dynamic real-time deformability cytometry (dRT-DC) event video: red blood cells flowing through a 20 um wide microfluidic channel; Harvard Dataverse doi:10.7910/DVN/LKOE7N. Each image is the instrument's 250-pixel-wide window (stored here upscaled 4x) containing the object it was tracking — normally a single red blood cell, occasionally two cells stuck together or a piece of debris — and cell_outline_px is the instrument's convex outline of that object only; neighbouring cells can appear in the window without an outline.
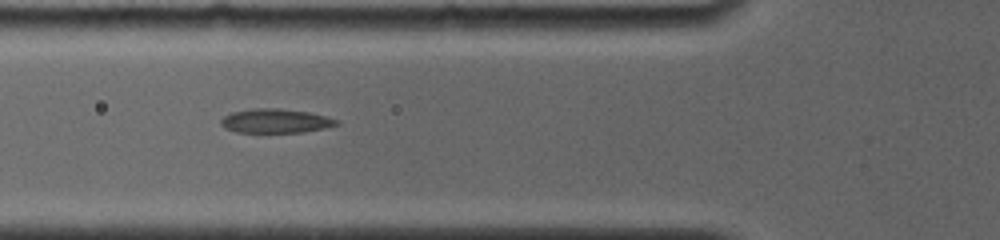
{"species": "common noctule bat (a hibernating species)", "species_latin": "Nyctalus noctula", "temperature_condition": "room temperature", "stored_images_in_passage": 8, "camera_frame_rate_fps": 4000, "um_per_image_px": 0.085, "animal": {"sex": "female", "body_mass_g": 19.0, "forearm_length_mm": 56.7}, "frame": {"image": 1, "passage_image": 3, "time_ms": 2.25, "image_size_px": [1000, 240], "cell_outline_px": [[340, 124], [324, 128], [300, 132], [236, 132], [224, 128], [220, 124], [220, 120], [224, 116], [232, 112], [256, 108], [280, 108], [308, 112], [340, 120]], "centroid_in_image_um": [23.41, 10.27], "position_along_channel_um": 102.4, "area_um2": 16.18}}
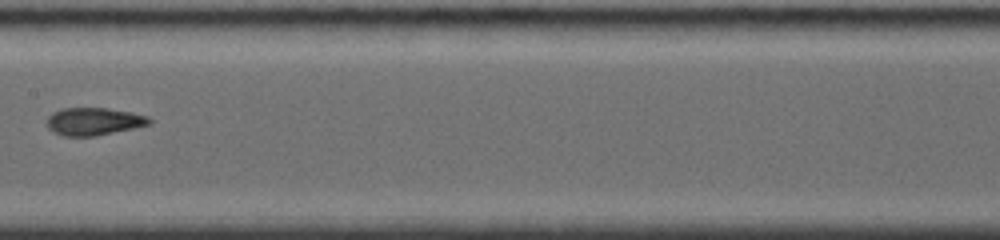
{"frame": {"image": 2, "passage_image": 6, "time_ms": 4.75, "image_size_px": [1000, 240], "cell_outline_px": [[152, 124], [96, 136], [60, 136], [52, 132], [48, 128], [48, 116], [52, 112], [60, 108], [108, 108], [132, 112], [148, 116], [152, 120]], "centroid_in_image_um": [7.97, 10.32], "position_along_channel_um": 199.4, "area_um2": 16.7}}
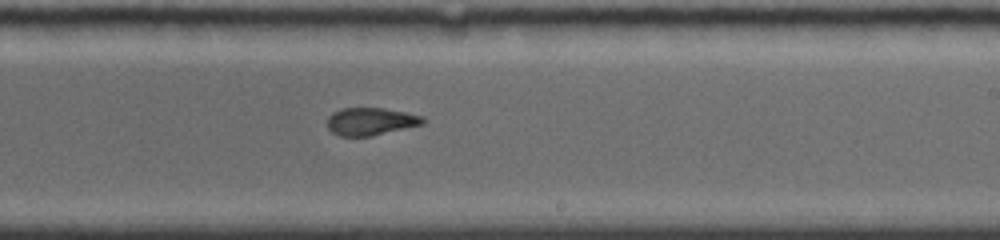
{"frame": {"image": 3, "passage_image": 8, "time_ms": 6.25, "image_size_px": [1000, 240], "cell_outline_px": [[424, 124], [372, 136], [340, 136], [332, 132], [328, 128], [328, 116], [332, 112], [340, 108], [384, 108], [424, 116]], "centroid_in_image_um": [31.5, 10.32], "position_along_channel_um": 257.5, "area_um2": 15.43}}